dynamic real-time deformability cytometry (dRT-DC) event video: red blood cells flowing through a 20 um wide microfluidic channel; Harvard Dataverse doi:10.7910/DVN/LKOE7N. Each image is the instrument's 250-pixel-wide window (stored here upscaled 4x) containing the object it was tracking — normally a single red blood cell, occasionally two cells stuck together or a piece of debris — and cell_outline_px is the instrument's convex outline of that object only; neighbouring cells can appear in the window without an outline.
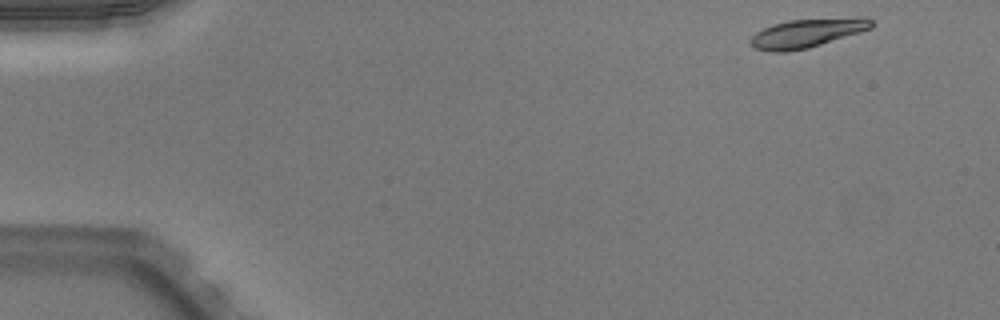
{"species": "Egyptian fruit bat (a non-hibernating species)", "species_latin": "Rousettus aegyptiacus", "temperature_condition": "warm", "stored_images_in_passage": 48, "camera_frame_rate_fps": 3000, "um_per_image_px": 0.085, "animal": {"sex": "male"}, "frame": {"image": 1, "passage_image": 1, "time_ms": 0.0, "image_size_px": [1000, 320], "cell_outline_px": [[876, 24], [872, 28], [860, 32], [808, 48], [784, 52], [772, 52], [756, 48], [748, 40], [756, 32], [772, 24], [788, 20], [856, 16], [864, 16], [872, 20]], "centroid_in_image_um": [68.66, 2.78], "position_along_channel_um": 16.3, "area_um2": 20.58}}
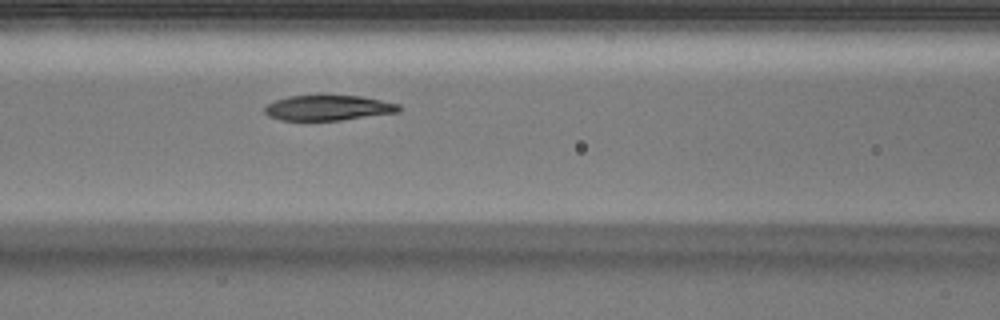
{"frame": {"image": 2, "passage_image": 19, "time_ms": 6.0, "image_size_px": [1000, 320], "cell_outline_px": [[400, 112], [340, 120], [280, 120], [268, 116], [264, 112], [264, 108], [268, 104], [276, 100], [288, 96], [320, 92], [360, 96], [400, 104]], "centroid_in_image_um": [27.87, 9.12], "position_along_channel_um": 138.7, "area_um2": 20.58}}
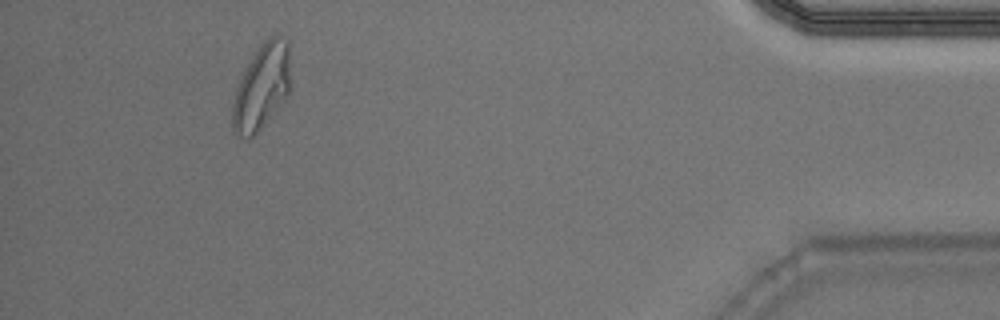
{"frame": {"image": 3, "passage_image": 44, "time_ms": 14.333, "image_size_px": [1000, 320], "cell_outline_px": [[288, 92], [284, 100], [256, 132], [248, 140], [236, 136], [232, 132], [232, 104], [236, 88], [240, 76], [244, 68], [260, 44], [264, 40], [272, 36], [276, 36], [288, 40]], "centroid_in_image_um": [22.17, 7.41], "position_along_channel_um": 413.0, "area_um2": 28.5}, "authors_computed_cell_mechanics": {"area_um2": 21.097, "velocity_mm_per_s": 3.9745, "shape_relaxation_time_tau1_ms": 4.1914, "shape_relaxation_time_tau2_ms": 1.1316, "deformation_change_tau1": 0.1855, "deformation_change_tau2": 0.0703}}